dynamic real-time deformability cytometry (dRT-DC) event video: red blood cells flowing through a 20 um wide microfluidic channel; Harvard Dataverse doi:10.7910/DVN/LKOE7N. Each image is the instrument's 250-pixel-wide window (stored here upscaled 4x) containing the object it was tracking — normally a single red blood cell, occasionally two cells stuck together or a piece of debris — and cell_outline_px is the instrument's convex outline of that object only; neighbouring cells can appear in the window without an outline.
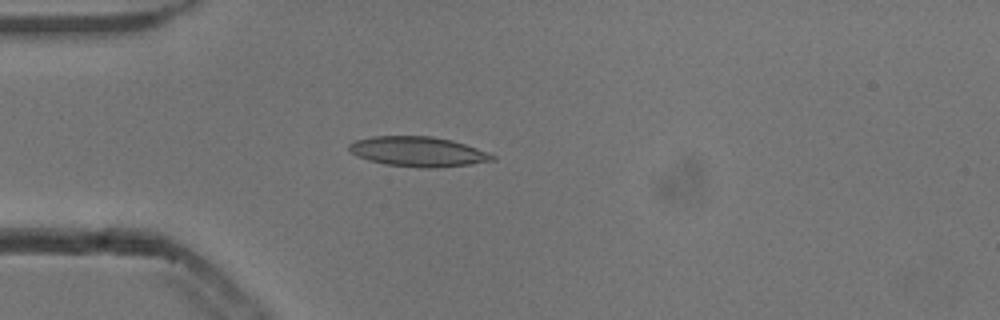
{"species": "common noctule bat (a hibernating species)", "species_latin": "Nyctalus noctula", "temperature_condition": "cold", "stored_images_in_passage": 40, "camera_frame_rate_fps": 3000, "um_per_image_px": 0.085, "animal": {"sex": "male", "body_mass_g": 13.3}, "frame": {"image": 1, "passage_image": 1, "time_ms": 0.0, "image_size_px": [1000, 320], "cell_outline_px": [[496, 160], [472, 164], [432, 168], [416, 168], [384, 164], [368, 160], [356, 156], [348, 148], [348, 144], [356, 140], [372, 136], [432, 136], [452, 140], [488, 152], [496, 156]], "centroid_in_image_um": [35.53, 12.89], "position_along_channel_um": 49.5, "area_um2": 25.14}}
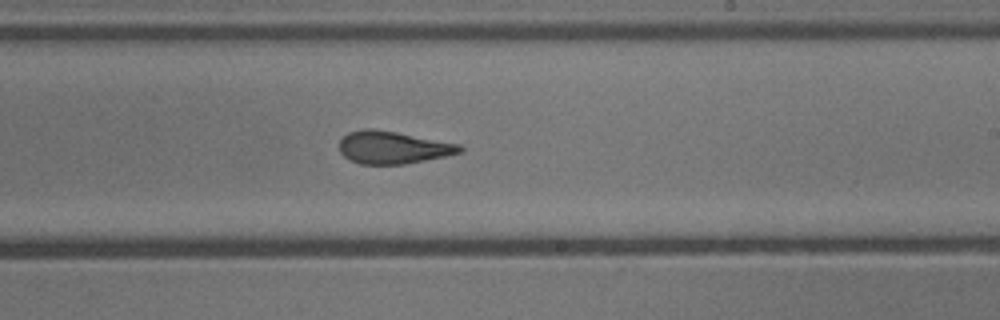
{"frame": {"image": 2, "passage_image": 18, "time_ms": 5.667, "image_size_px": [1000, 320], "cell_outline_px": [[464, 152], [404, 164], [360, 164], [344, 156], [340, 152], [340, 140], [348, 132], [364, 128], [372, 128], [396, 132], [460, 144], [464, 148]], "centroid_in_image_um": [33.4, 12.52], "position_along_channel_um": 255.6, "area_um2": 22.72}}
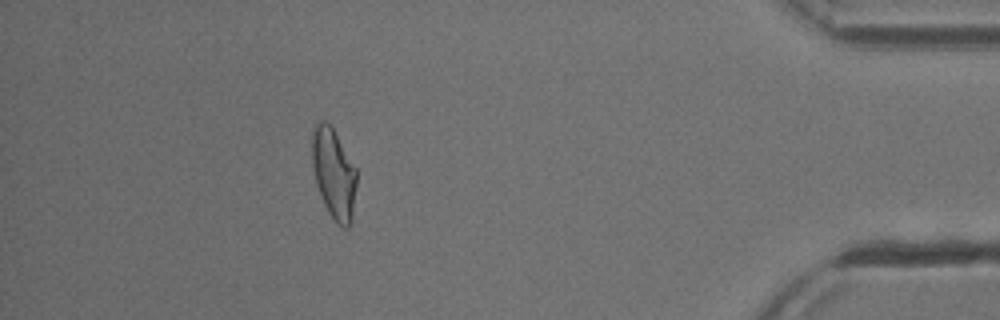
{"frame": {"image": 3, "passage_image": 34, "time_ms": 11.0, "image_size_px": [1000, 320], "cell_outline_px": [[356, 184], [352, 220], [348, 228], [344, 228], [336, 224], [328, 212], [324, 204], [316, 184], [312, 164], [312, 128], [316, 120], [324, 120], [332, 128], [356, 168]], "centroid_in_image_um": [28.35, 14.76], "position_along_channel_um": 406.8, "area_um2": 23.47}, "authors_computed_cell_mechanics": {"area_um2": 23.4668, "velocity_mm_per_s": 3.8501, "shape_relaxation_time_tau1_ms": 7.6252, "shape_relaxation_time_tau2_ms": 1.8761, "deformation_change_tau1": 0.1997, "deformation_change_tau2": 0.1038}}